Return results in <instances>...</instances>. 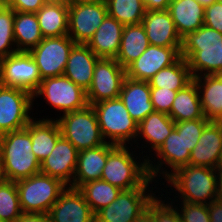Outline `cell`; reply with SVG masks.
Segmentation results:
<instances>
[{"mask_svg": "<svg viewBox=\"0 0 222 222\" xmlns=\"http://www.w3.org/2000/svg\"><path fill=\"white\" fill-rule=\"evenodd\" d=\"M147 158L143 163L135 161L126 146L115 145L109 152L101 179L121 190L147 188L157 177L163 162L153 166Z\"/></svg>", "mask_w": 222, "mask_h": 222, "instance_id": "1", "label": "cell"}, {"mask_svg": "<svg viewBox=\"0 0 222 222\" xmlns=\"http://www.w3.org/2000/svg\"><path fill=\"white\" fill-rule=\"evenodd\" d=\"M181 56L193 78L222 73V34L203 25L182 39Z\"/></svg>", "mask_w": 222, "mask_h": 222, "instance_id": "2", "label": "cell"}, {"mask_svg": "<svg viewBox=\"0 0 222 222\" xmlns=\"http://www.w3.org/2000/svg\"><path fill=\"white\" fill-rule=\"evenodd\" d=\"M4 177L17 182L40 173L41 164L32 152L30 132L24 128L0 135Z\"/></svg>", "mask_w": 222, "mask_h": 222, "instance_id": "3", "label": "cell"}, {"mask_svg": "<svg viewBox=\"0 0 222 222\" xmlns=\"http://www.w3.org/2000/svg\"><path fill=\"white\" fill-rule=\"evenodd\" d=\"M162 172L167 181L180 192L182 202L208 205L215 201L218 169L186 165L169 174L167 171ZM206 199L211 201L206 202Z\"/></svg>", "mask_w": 222, "mask_h": 222, "instance_id": "4", "label": "cell"}, {"mask_svg": "<svg viewBox=\"0 0 222 222\" xmlns=\"http://www.w3.org/2000/svg\"><path fill=\"white\" fill-rule=\"evenodd\" d=\"M15 183L23 213L48 214L67 188L61 180L42 173Z\"/></svg>", "mask_w": 222, "mask_h": 222, "instance_id": "5", "label": "cell"}, {"mask_svg": "<svg viewBox=\"0 0 222 222\" xmlns=\"http://www.w3.org/2000/svg\"><path fill=\"white\" fill-rule=\"evenodd\" d=\"M95 111L103 139L111 144L126 146V142L137 138L138 123L132 119L120 98L104 100L91 105Z\"/></svg>", "mask_w": 222, "mask_h": 222, "instance_id": "6", "label": "cell"}, {"mask_svg": "<svg viewBox=\"0 0 222 222\" xmlns=\"http://www.w3.org/2000/svg\"><path fill=\"white\" fill-rule=\"evenodd\" d=\"M62 136L70 141L78 151L105 144L101 135L95 111L91 105L63 114L57 119Z\"/></svg>", "mask_w": 222, "mask_h": 222, "instance_id": "7", "label": "cell"}, {"mask_svg": "<svg viewBox=\"0 0 222 222\" xmlns=\"http://www.w3.org/2000/svg\"><path fill=\"white\" fill-rule=\"evenodd\" d=\"M32 95L33 98L44 96L49 104L63 111V114L84 109L89 105L86 91L64 75L41 80Z\"/></svg>", "mask_w": 222, "mask_h": 222, "instance_id": "8", "label": "cell"}, {"mask_svg": "<svg viewBox=\"0 0 222 222\" xmlns=\"http://www.w3.org/2000/svg\"><path fill=\"white\" fill-rule=\"evenodd\" d=\"M32 102L30 92L0 85V135L24 129L29 124Z\"/></svg>", "mask_w": 222, "mask_h": 222, "instance_id": "9", "label": "cell"}, {"mask_svg": "<svg viewBox=\"0 0 222 222\" xmlns=\"http://www.w3.org/2000/svg\"><path fill=\"white\" fill-rule=\"evenodd\" d=\"M41 80L38 66L29 52L17 51L0 60V85L21 88L33 94Z\"/></svg>", "mask_w": 222, "mask_h": 222, "instance_id": "10", "label": "cell"}, {"mask_svg": "<svg viewBox=\"0 0 222 222\" xmlns=\"http://www.w3.org/2000/svg\"><path fill=\"white\" fill-rule=\"evenodd\" d=\"M75 44L68 35L47 37L29 51L42 80L64 74L69 53Z\"/></svg>", "mask_w": 222, "mask_h": 222, "instance_id": "11", "label": "cell"}, {"mask_svg": "<svg viewBox=\"0 0 222 222\" xmlns=\"http://www.w3.org/2000/svg\"><path fill=\"white\" fill-rule=\"evenodd\" d=\"M125 77L126 69L114 58H99L95 64L92 83L86 91L88 104L119 98Z\"/></svg>", "mask_w": 222, "mask_h": 222, "instance_id": "12", "label": "cell"}, {"mask_svg": "<svg viewBox=\"0 0 222 222\" xmlns=\"http://www.w3.org/2000/svg\"><path fill=\"white\" fill-rule=\"evenodd\" d=\"M145 190L147 188L121 190L117 199L95 214V222H134L155 197Z\"/></svg>", "mask_w": 222, "mask_h": 222, "instance_id": "13", "label": "cell"}, {"mask_svg": "<svg viewBox=\"0 0 222 222\" xmlns=\"http://www.w3.org/2000/svg\"><path fill=\"white\" fill-rule=\"evenodd\" d=\"M107 15L106 2L69 5L68 36L76 44H87Z\"/></svg>", "mask_w": 222, "mask_h": 222, "instance_id": "14", "label": "cell"}, {"mask_svg": "<svg viewBox=\"0 0 222 222\" xmlns=\"http://www.w3.org/2000/svg\"><path fill=\"white\" fill-rule=\"evenodd\" d=\"M181 48L149 45L138 59L126 68V76L148 82L157 72L174 64L181 57Z\"/></svg>", "mask_w": 222, "mask_h": 222, "instance_id": "15", "label": "cell"}, {"mask_svg": "<svg viewBox=\"0 0 222 222\" xmlns=\"http://www.w3.org/2000/svg\"><path fill=\"white\" fill-rule=\"evenodd\" d=\"M78 153L79 151L75 146L61 136L52 152L41 163L40 173L59 179L72 188L71 179H74Z\"/></svg>", "mask_w": 222, "mask_h": 222, "instance_id": "16", "label": "cell"}, {"mask_svg": "<svg viewBox=\"0 0 222 222\" xmlns=\"http://www.w3.org/2000/svg\"><path fill=\"white\" fill-rule=\"evenodd\" d=\"M48 215L51 222H95V214L84 195L71 187L60 195Z\"/></svg>", "mask_w": 222, "mask_h": 222, "instance_id": "17", "label": "cell"}, {"mask_svg": "<svg viewBox=\"0 0 222 222\" xmlns=\"http://www.w3.org/2000/svg\"><path fill=\"white\" fill-rule=\"evenodd\" d=\"M222 153V122L210 121L190 152L189 165L219 169Z\"/></svg>", "mask_w": 222, "mask_h": 222, "instance_id": "18", "label": "cell"}, {"mask_svg": "<svg viewBox=\"0 0 222 222\" xmlns=\"http://www.w3.org/2000/svg\"><path fill=\"white\" fill-rule=\"evenodd\" d=\"M141 23L150 45L182 47V39L168 10H147Z\"/></svg>", "mask_w": 222, "mask_h": 222, "instance_id": "19", "label": "cell"}, {"mask_svg": "<svg viewBox=\"0 0 222 222\" xmlns=\"http://www.w3.org/2000/svg\"><path fill=\"white\" fill-rule=\"evenodd\" d=\"M114 146L109 141L103 145L79 151L72 188L79 189L87 182L101 179L108 152Z\"/></svg>", "mask_w": 222, "mask_h": 222, "instance_id": "20", "label": "cell"}, {"mask_svg": "<svg viewBox=\"0 0 222 222\" xmlns=\"http://www.w3.org/2000/svg\"><path fill=\"white\" fill-rule=\"evenodd\" d=\"M119 98L127 111L138 124L150 113L154 112L151 102L150 85L147 81H140L125 77Z\"/></svg>", "mask_w": 222, "mask_h": 222, "instance_id": "21", "label": "cell"}, {"mask_svg": "<svg viewBox=\"0 0 222 222\" xmlns=\"http://www.w3.org/2000/svg\"><path fill=\"white\" fill-rule=\"evenodd\" d=\"M98 59L99 57L86 44H75L69 53L63 75L87 91L92 83Z\"/></svg>", "mask_w": 222, "mask_h": 222, "instance_id": "22", "label": "cell"}, {"mask_svg": "<svg viewBox=\"0 0 222 222\" xmlns=\"http://www.w3.org/2000/svg\"><path fill=\"white\" fill-rule=\"evenodd\" d=\"M124 26L107 15L90 41L86 44L99 58H116Z\"/></svg>", "mask_w": 222, "mask_h": 222, "instance_id": "23", "label": "cell"}, {"mask_svg": "<svg viewBox=\"0 0 222 222\" xmlns=\"http://www.w3.org/2000/svg\"><path fill=\"white\" fill-rule=\"evenodd\" d=\"M204 7L196 0H171L168 12L183 39L204 25Z\"/></svg>", "mask_w": 222, "mask_h": 222, "instance_id": "24", "label": "cell"}, {"mask_svg": "<svg viewBox=\"0 0 222 222\" xmlns=\"http://www.w3.org/2000/svg\"><path fill=\"white\" fill-rule=\"evenodd\" d=\"M201 76L203 75L194 77L193 80L201 93L200 102L204 117L209 121L222 122V75Z\"/></svg>", "mask_w": 222, "mask_h": 222, "instance_id": "25", "label": "cell"}, {"mask_svg": "<svg viewBox=\"0 0 222 222\" xmlns=\"http://www.w3.org/2000/svg\"><path fill=\"white\" fill-rule=\"evenodd\" d=\"M31 134L32 152L40 164L49 156L57 140L62 136L58 121L33 119L25 127Z\"/></svg>", "mask_w": 222, "mask_h": 222, "instance_id": "26", "label": "cell"}, {"mask_svg": "<svg viewBox=\"0 0 222 222\" xmlns=\"http://www.w3.org/2000/svg\"><path fill=\"white\" fill-rule=\"evenodd\" d=\"M168 115L174 122L206 119L200 102V93L194 80L177 91Z\"/></svg>", "mask_w": 222, "mask_h": 222, "instance_id": "27", "label": "cell"}, {"mask_svg": "<svg viewBox=\"0 0 222 222\" xmlns=\"http://www.w3.org/2000/svg\"><path fill=\"white\" fill-rule=\"evenodd\" d=\"M149 39L142 23L124 26L119 52L115 60L126 69L148 48Z\"/></svg>", "mask_w": 222, "mask_h": 222, "instance_id": "28", "label": "cell"}, {"mask_svg": "<svg viewBox=\"0 0 222 222\" xmlns=\"http://www.w3.org/2000/svg\"><path fill=\"white\" fill-rule=\"evenodd\" d=\"M43 36L35 13L17 12L14 16V40L17 51L29 52L36 47Z\"/></svg>", "mask_w": 222, "mask_h": 222, "instance_id": "29", "label": "cell"}, {"mask_svg": "<svg viewBox=\"0 0 222 222\" xmlns=\"http://www.w3.org/2000/svg\"><path fill=\"white\" fill-rule=\"evenodd\" d=\"M69 5L44 4L35 14L44 38L68 35Z\"/></svg>", "mask_w": 222, "mask_h": 222, "instance_id": "30", "label": "cell"}, {"mask_svg": "<svg viewBox=\"0 0 222 222\" xmlns=\"http://www.w3.org/2000/svg\"><path fill=\"white\" fill-rule=\"evenodd\" d=\"M174 129L175 122L168 114L154 111L138 124L137 136L142 134L156 152Z\"/></svg>", "mask_w": 222, "mask_h": 222, "instance_id": "31", "label": "cell"}, {"mask_svg": "<svg viewBox=\"0 0 222 222\" xmlns=\"http://www.w3.org/2000/svg\"><path fill=\"white\" fill-rule=\"evenodd\" d=\"M192 80L187 61L181 56L174 64L157 72L148 82L150 88L179 91Z\"/></svg>", "mask_w": 222, "mask_h": 222, "instance_id": "32", "label": "cell"}, {"mask_svg": "<svg viewBox=\"0 0 222 222\" xmlns=\"http://www.w3.org/2000/svg\"><path fill=\"white\" fill-rule=\"evenodd\" d=\"M78 190L84 195L94 214L117 199L121 192L119 187L111 185L102 179L87 182Z\"/></svg>", "mask_w": 222, "mask_h": 222, "instance_id": "33", "label": "cell"}, {"mask_svg": "<svg viewBox=\"0 0 222 222\" xmlns=\"http://www.w3.org/2000/svg\"><path fill=\"white\" fill-rule=\"evenodd\" d=\"M156 155L164 162V165L167 164L173 168L172 172L189 165L190 151L185 147L183 136L179 135L175 129L158 148Z\"/></svg>", "mask_w": 222, "mask_h": 222, "instance_id": "34", "label": "cell"}, {"mask_svg": "<svg viewBox=\"0 0 222 222\" xmlns=\"http://www.w3.org/2000/svg\"><path fill=\"white\" fill-rule=\"evenodd\" d=\"M108 15L123 26L140 24L146 13L143 0H106Z\"/></svg>", "mask_w": 222, "mask_h": 222, "instance_id": "35", "label": "cell"}, {"mask_svg": "<svg viewBox=\"0 0 222 222\" xmlns=\"http://www.w3.org/2000/svg\"><path fill=\"white\" fill-rule=\"evenodd\" d=\"M22 214L16 183L5 180L0 184V218L15 222Z\"/></svg>", "mask_w": 222, "mask_h": 222, "instance_id": "36", "label": "cell"}, {"mask_svg": "<svg viewBox=\"0 0 222 222\" xmlns=\"http://www.w3.org/2000/svg\"><path fill=\"white\" fill-rule=\"evenodd\" d=\"M14 16L15 11L5 6L0 1V60L17 52V49L11 48L10 45L15 44L14 40Z\"/></svg>", "mask_w": 222, "mask_h": 222, "instance_id": "37", "label": "cell"}, {"mask_svg": "<svg viewBox=\"0 0 222 222\" xmlns=\"http://www.w3.org/2000/svg\"><path fill=\"white\" fill-rule=\"evenodd\" d=\"M210 121L208 119H195L175 122V130L183 136L185 147L191 152L198 143V140L205 126Z\"/></svg>", "mask_w": 222, "mask_h": 222, "instance_id": "38", "label": "cell"}, {"mask_svg": "<svg viewBox=\"0 0 222 222\" xmlns=\"http://www.w3.org/2000/svg\"><path fill=\"white\" fill-rule=\"evenodd\" d=\"M150 91L154 111L169 114L177 91L163 88H150Z\"/></svg>", "mask_w": 222, "mask_h": 222, "instance_id": "39", "label": "cell"}, {"mask_svg": "<svg viewBox=\"0 0 222 222\" xmlns=\"http://www.w3.org/2000/svg\"><path fill=\"white\" fill-rule=\"evenodd\" d=\"M182 209L179 213L182 222H210L208 205L183 202Z\"/></svg>", "mask_w": 222, "mask_h": 222, "instance_id": "40", "label": "cell"}, {"mask_svg": "<svg viewBox=\"0 0 222 222\" xmlns=\"http://www.w3.org/2000/svg\"><path fill=\"white\" fill-rule=\"evenodd\" d=\"M154 199L149 203V208L155 213L156 222H182L179 211L171 205H166L164 201Z\"/></svg>", "mask_w": 222, "mask_h": 222, "instance_id": "41", "label": "cell"}, {"mask_svg": "<svg viewBox=\"0 0 222 222\" xmlns=\"http://www.w3.org/2000/svg\"><path fill=\"white\" fill-rule=\"evenodd\" d=\"M204 25L222 34V1L205 7Z\"/></svg>", "mask_w": 222, "mask_h": 222, "instance_id": "42", "label": "cell"}, {"mask_svg": "<svg viewBox=\"0 0 222 222\" xmlns=\"http://www.w3.org/2000/svg\"><path fill=\"white\" fill-rule=\"evenodd\" d=\"M5 6L17 12L36 13L43 5V0H0Z\"/></svg>", "mask_w": 222, "mask_h": 222, "instance_id": "43", "label": "cell"}, {"mask_svg": "<svg viewBox=\"0 0 222 222\" xmlns=\"http://www.w3.org/2000/svg\"><path fill=\"white\" fill-rule=\"evenodd\" d=\"M210 222H222V202L217 200L208 204Z\"/></svg>", "mask_w": 222, "mask_h": 222, "instance_id": "44", "label": "cell"}, {"mask_svg": "<svg viewBox=\"0 0 222 222\" xmlns=\"http://www.w3.org/2000/svg\"><path fill=\"white\" fill-rule=\"evenodd\" d=\"M15 222H51L48 214L23 213Z\"/></svg>", "mask_w": 222, "mask_h": 222, "instance_id": "45", "label": "cell"}, {"mask_svg": "<svg viewBox=\"0 0 222 222\" xmlns=\"http://www.w3.org/2000/svg\"><path fill=\"white\" fill-rule=\"evenodd\" d=\"M146 10H167L171 0H143Z\"/></svg>", "mask_w": 222, "mask_h": 222, "instance_id": "46", "label": "cell"}, {"mask_svg": "<svg viewBox=\"0 0 222 222\" xmlns=\"http://www.w3.org/2000/svg\"><path fill=\"white\" fill-rule=\"evenodd\" d=\"M134 222H156L155 213L148 207Z\"/></svg>", "mask_w": 222, "mask_h": 222, "instance_id": "47", "label": "cell"}, {"mask_svg": "<svg viewBox=\"0 0 222 222\" xmlns=\"http://www.w3.org/2000/svg\"><path fill=\"white\" fill-rule=\"evenodd\" d=\"M215 200L222 202V171L218 169Z\"/></svg>", "mask_w": 222, "mask_h": 222, "instance_id": "48", "label": "cell"}, {"mask_svg": "<svg viewBox=\"0 0 222 222\" xmlns=\"http://www.w3.org/2000/svg\"><path fill=\"white\" fill-rule=\"evenodd\" d=\"M106 0H69V5H75L79 3H98L105 2Z\"/></svg>", "mask_w": 222, "mask_h": 222, "instance_id": "49", "label": "cell"}, {"mask_svg": "<svg viewBox=\"0 0 222 222\" xmlns=\"http://www.w3.org/2000/svg\"><path fill=\"white\" fill-rule=\"evenodd\" d=\"M44 4L69 5V0H43Z\"/></svg>", "mask_w": 222, "mask_h": 222, "instance_id": "50", "label": "cell"}, {"mask_svg": "<svg viewBox=\"0 0 222 222\" xmlns=\"http://www.w3.org/2000/svg\"><path fill=\"white\" fill-rule=\"evenodd\" d=\"M196 1H198L205 8L206 6L218 2L219 0H196Z\"/></svg>", "mask_w": 222, "mask_h": 222, "instance_id": "51", "label": "cell"}, {"mask_svg": "<svg viewBox=\"0 0 222 222\" xmlns=\"http://www.w3.org/2000/svg\"><path fill=\"white\" fill-rule=\"evenodd\" d=\"M4 173H3V165L0 157V184L5 181Z\"/></svg>", "mask_w": 222, "mask_h": 222, "instance_id": "52", "label": "cell"}, {"mask_svg": "<svg viewBox=\"0 0 222 222\" xmlns=\"http://www.w3.org/2000/svg\"><path fill=\"white\" fill-rule=\"evenodd\" d=\"M219 170L222 171V153H221V158H220V161H219Z\"/></svg>", "mask_w": 222, "mask_h": 222, "instance_id": "53", "label": "cell"}]
</instances>
